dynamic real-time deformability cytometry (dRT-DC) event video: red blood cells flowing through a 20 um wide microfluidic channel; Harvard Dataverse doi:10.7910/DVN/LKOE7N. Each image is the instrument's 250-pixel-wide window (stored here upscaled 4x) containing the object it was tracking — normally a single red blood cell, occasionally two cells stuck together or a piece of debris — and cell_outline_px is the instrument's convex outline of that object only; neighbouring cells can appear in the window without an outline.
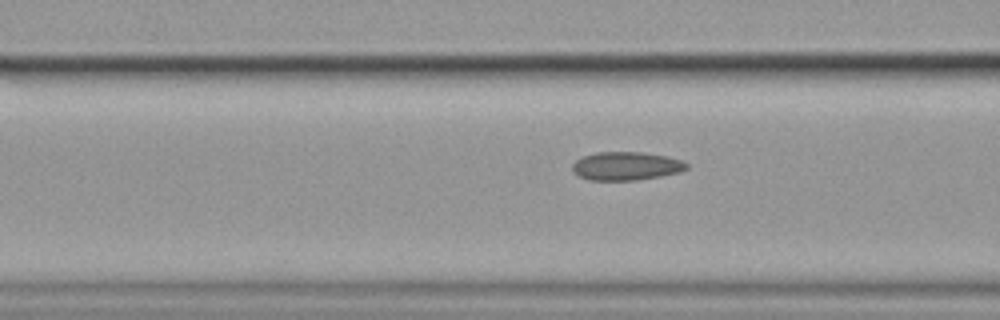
{"species": "common noctule bat (a hibernating species)", "species_latin": "Nyctalus noctula", "temperature_condition": "cold", "stored_images_in_passage": 20, "camera_frame_rate_fps": 3000, "um_per_image_px": 0.085, "animal": {"sex": "female", "body_mass_g": 19.9}, "frame": {"image": 1, "passage_image": 17, "time_ms": 5.333, "image_size_px": [1000, 320], "cell_outline_px": [[688, 168], [680, 172], [660, 176], [636, 180], [588, 180], [572, 172], [572, 164], [576, 160], [584, 156], [596, 152], [640, 152], [668, 156], [680, 160], [688, 164]], "centroid_in_image_um": [53.21, 14.11], "position_along_channel_um": 113.4, "area_um2": 18.9}}